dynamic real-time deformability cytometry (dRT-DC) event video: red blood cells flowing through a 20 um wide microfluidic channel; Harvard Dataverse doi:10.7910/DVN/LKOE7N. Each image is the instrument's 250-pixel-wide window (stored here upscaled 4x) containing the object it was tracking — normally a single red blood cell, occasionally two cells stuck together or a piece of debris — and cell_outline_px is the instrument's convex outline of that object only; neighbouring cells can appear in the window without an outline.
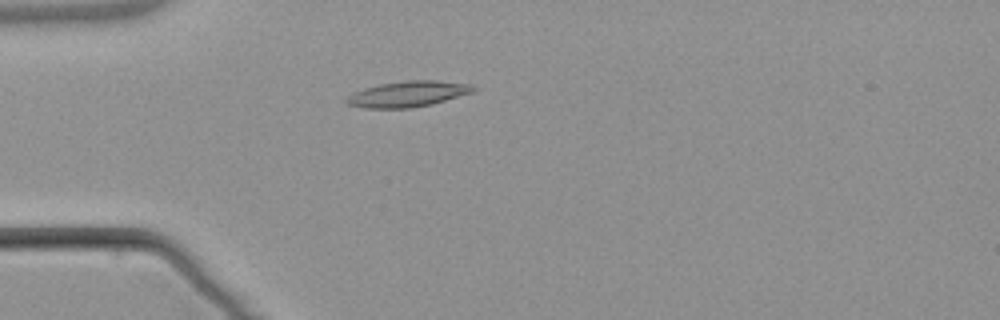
{"species": "common noctule bat (a hibernating species)", "species_latin": "Nyctalus noctula", "temperature_condition": "warm", "stored_images_in_passage": 4, "camera_frame_rate_fps": 3000, "um_per_image_px": 0.085, "animal": {"sex": "male", "body_mass_g": 21.5, "forearm_length_mm": 52.0}, "frame": {"image": 1, "passage_image": 4, "time_ms": 3.333, "image_size_px": [1000, 320], "cell_outline_px": [[476, 88], [472, 92], [432, 104], [412, 108], [364, 108], [348, 104], [344, 100], [352, 92], [364, 88], [380, 84], [408, 80], [436, 80], [472, 84]], "centroid_in_image_um": [34.65, 7.99], "position_along_channel_um": 50.4, "area_um2": 19.02}}